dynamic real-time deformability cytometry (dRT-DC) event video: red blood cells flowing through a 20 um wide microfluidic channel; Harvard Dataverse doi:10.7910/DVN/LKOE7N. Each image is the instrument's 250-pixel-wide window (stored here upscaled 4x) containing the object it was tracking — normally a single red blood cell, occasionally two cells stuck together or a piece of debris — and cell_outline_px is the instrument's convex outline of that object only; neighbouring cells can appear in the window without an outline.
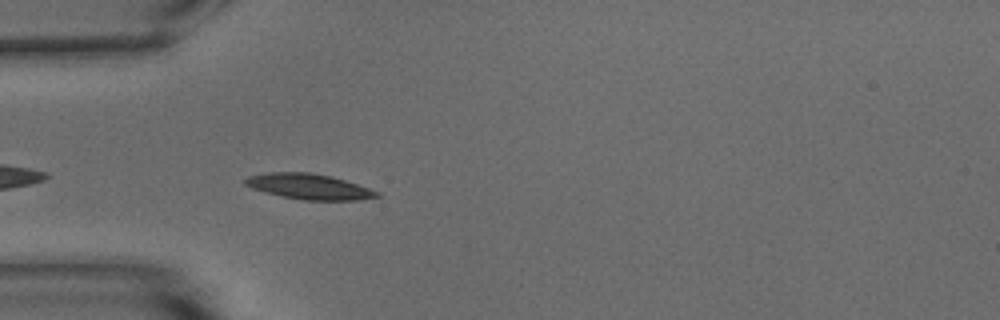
{"species": "common noctule bat (a hibernating species)", "species_latin": "Nyctalus noctula", "temperature_condition": "warm", "stored_images_in_passage": 17, "camera_frame_rate_fps": 3000, "um_per_image_px": 0.085, "animal": {"sex": "male", "body_mass_g": 15.6}, "frame": {"image": 1, "passage_image": 3, "time_ms": 0.667, "image_size_px": [1000, 320], "cell_outline_px": [[380, 196], [356, 200], [304, 200], [280, 196], [264, 192], [252, 188], [244, 184], [244, 180], [248, 176], [268, 172], [308, 172], [332, 176], [380, 192]], "centroid_in_image_um": [26.23, 15.85], "position_along_channel_um": 58.8, "area_um2": 19.48}}
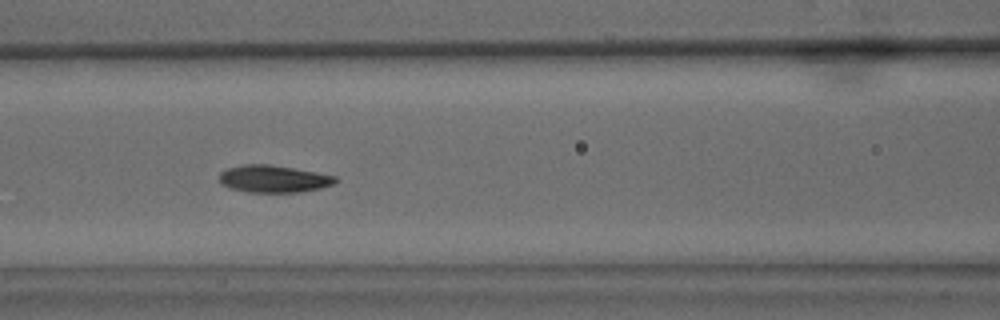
{"frame": {"image": 2, "passage_image": 10, "time_ms": 3.0, "image_size_px": [1000, 320], "cell_outline_px": [[340, 180], [332, 184], [320, 188], [300, 192], [248, 192], [232, 188], [220, 184], [220, 172], [228, 168], [244, 164], [268, 164], [316, 172], [336, 176]], "centroid_in_image_um": [23.26, 15.2], "position_along_channel_um": 143.3, "area_um2": 18.32}}